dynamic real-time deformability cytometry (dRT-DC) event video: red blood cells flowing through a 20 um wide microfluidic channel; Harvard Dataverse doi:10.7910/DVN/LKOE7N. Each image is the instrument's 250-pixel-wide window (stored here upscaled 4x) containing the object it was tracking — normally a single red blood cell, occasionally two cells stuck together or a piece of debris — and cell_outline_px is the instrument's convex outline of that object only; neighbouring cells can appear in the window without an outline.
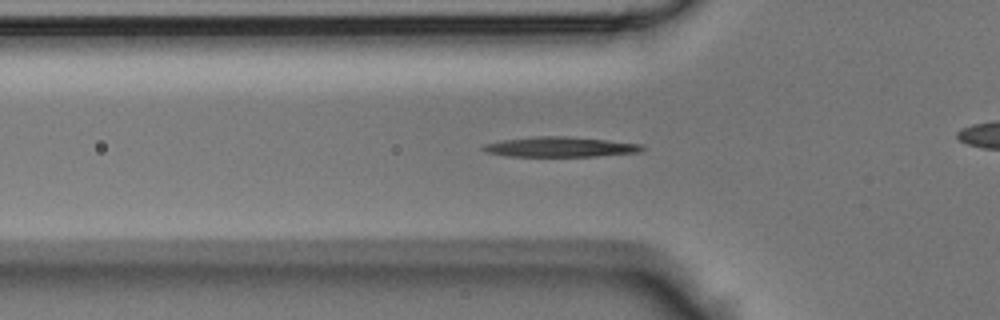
{"species": "Egyptian fruit bat (a non-hibernating species)", "species_latin": "Rousettus aegyptiacus", "temperature_condition": "room temperature", "stored_images_in_passage": 43, "camera_frame_rate_fps": 3000, "um_per_image_px": 0.085, "animal": {"sex": "male"}, "frame": {"image": 1, "passage_image": 10, "time_ms": 3.0, "image_size_px": [1000, 320], "cell_outline_px": [[644, 148], [640, 152], [596, 156], [508, 156], [488, 152], [480, 148], [484, 144], [500, 140], [536, 136], [568, 136], [640, 144]], "centroid_in_image_um": [47.56, 12.48], "position_along_channel_um": 78.2, "area_um2": 18.38}}
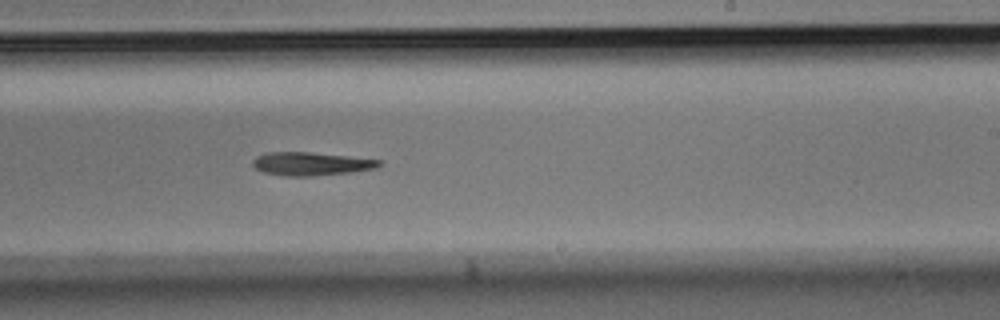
{"frame": {"image": 2, "passage_image": 23, "time_ms": 7.333, "image_size_px": [1000, 320], "cell_outline_px": [[384, 164], [376, 168], [352, 172], [312, 176], [284, 176], [264, 172], [256, 168], [252, 164], [252, 160], [256, 156], [268, 152], [308, 152], [348, 156], [384, 160]], "centroid_in_image_um": [26.48, 13.92], "position_along_channel_um": 262.5, "area_um2": 17.28}}
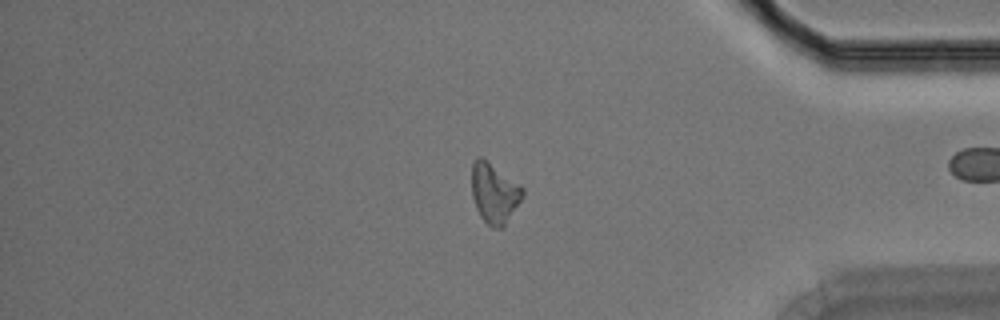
{"frame": {"image": 3, "passage_image": 34, "time_ms": 11.0, "image_size_px": [1000, 320], "cell_outline_px": [[524, 196], [504, 224], [500, 228], [492, 228], [480, 216], [476, 208], [472, 196], [472, 164], [476, 156], [480, 156], [520, 184], [524, 188]], "centroid_in_image_um": [42.01, 16.4], "position_along_channel_um": 393.2, "area_um2": 17.63}}